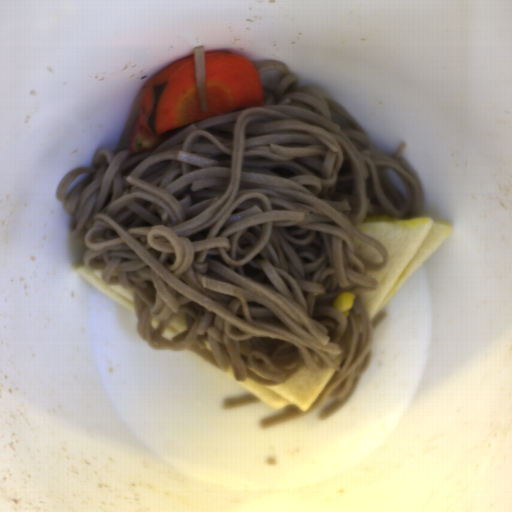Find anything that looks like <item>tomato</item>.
Instances as JSON below:
<instances>
[{
    "label": "tomato",
    "instance_id": "tomato-1",
    "mask_svg": "<svg viewBox=\"0 0 512 512\" xmlns=\"http://www.w3.org/2000/svg\"><path fill=\"white\" fill-rule=\"evenodd\" d=\"M165 137V131L162 134L149 131L139 123V115L129 131L127 139V149L131 152L151 151Z\"/></svg>",
    "mask_w": 512,
    "mask_h": 512
}]
</instances>
